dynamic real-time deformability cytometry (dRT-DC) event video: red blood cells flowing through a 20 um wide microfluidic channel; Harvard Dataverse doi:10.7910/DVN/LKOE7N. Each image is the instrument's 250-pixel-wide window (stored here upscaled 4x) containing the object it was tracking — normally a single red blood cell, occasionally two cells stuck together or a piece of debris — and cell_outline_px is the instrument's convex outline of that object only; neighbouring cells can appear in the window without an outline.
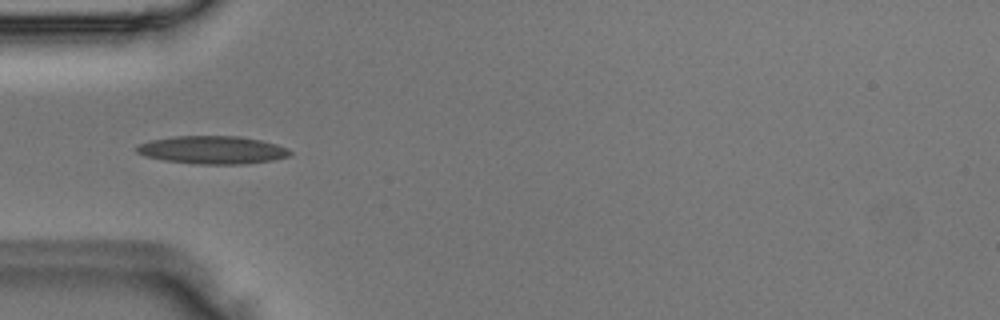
{"species": "Egyptian fruit bat (a non-hibernating species)", "species_latin": "Rousettus aegyptiacus", "temperature_condition": "room temperature", "stored_images_in_passage": 5, "camera_frame_rate_fps": 3000, "um_per_image_px": 0.085, "animal": {"sex": "male"}, "frame": {"image": 1, "passage_image": 5, "time_ms": 1.333, "image_size_px": [1000, 320], "cell_outline_px": [[292, 152], [288, 156], [272, 160], [244, 164], [196, 164], [164, 160], [144, 156], [136, 152], [136, 144], [152, 140], [176, 136], [240, 136], [260, 140], [276, 144], [288, 148]], "centroid_in_image_um": [18.03, 12.74], "position_along_channel_um": 67.0, "area_um2": 24.97}}